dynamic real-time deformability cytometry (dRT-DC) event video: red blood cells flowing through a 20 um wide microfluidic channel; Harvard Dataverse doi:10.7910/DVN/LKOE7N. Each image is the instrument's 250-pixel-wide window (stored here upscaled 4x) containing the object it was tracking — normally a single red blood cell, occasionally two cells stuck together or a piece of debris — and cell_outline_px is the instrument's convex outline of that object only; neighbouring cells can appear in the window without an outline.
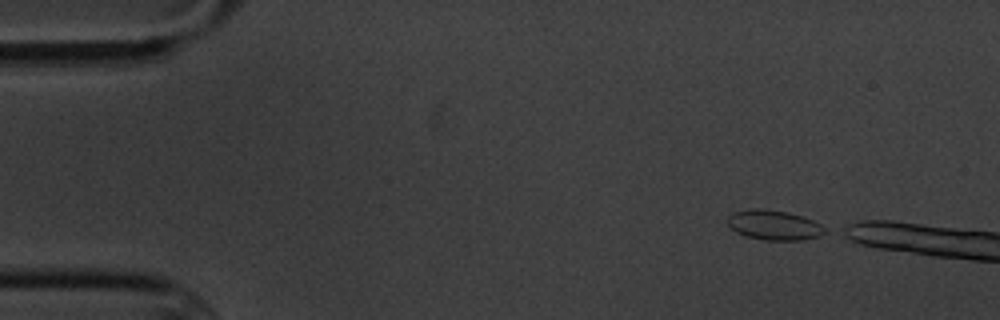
{"species": "common noctule bat (a hibernating species)", "species_latin": "Nyctalus noctula", "temperature_condition": "cold", "stored_images_in_passage": 2, "camera_frame_rate_fps": 3000, "um_per_image_px": 0.085, "animal": {"sex": "male", "body_mass_g": 20.1, "forearm_length_mm": 53.5}, "frame": {"image": 1, "passage_image": 1, "time_ms": 0.0, "image_size_px": [1000, 320], "cell_outline_px": [[828, 232], [820, 236], [804, 240], [764, 240], [744, 236], [736, 232], [728, 224], [728, 216], [732, 212], [752, 208], [760, 208], [788, 212], [812, 220], [828, 228]], "centroid_in_image_um": [65.81, 19.14], "position_along_channel_um": 19.2, "area_um2": 17.11}}